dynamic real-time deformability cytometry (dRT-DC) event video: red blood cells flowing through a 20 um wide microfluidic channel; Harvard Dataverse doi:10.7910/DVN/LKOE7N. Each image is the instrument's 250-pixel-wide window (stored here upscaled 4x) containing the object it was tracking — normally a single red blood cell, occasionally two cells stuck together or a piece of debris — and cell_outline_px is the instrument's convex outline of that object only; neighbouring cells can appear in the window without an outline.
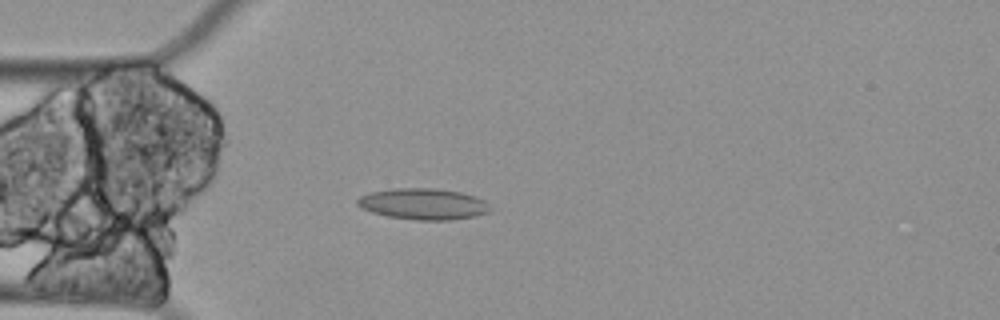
{"species": "Egyptian fruit bat (a non-hibernating species)", "species_latin": "Rousettus aegyptiacus", "temperature_condition": "cold", "stored_images_in_passage": 59, "camera_frame_rate_fps": 3000, "um_per_image_px": 0.085, "animal": {"sex": "female"}, "frame": {"image": 1, "passage_image": 16, "time_ms": 5.0, "image_size_px": [1000, 320], "cell_outline_px": [[492, 208], [488, 212], [472, 216], [452, 220], [416, 220], [388, 216], [372, 212], [356, 204], [356, 200], [360, 196], [372, 192], [392, 188], [436, 188], [460, 192], [476, 196], [484, 200]], "centroid_in_image_um": [35.99, 17.33], "position_along_channel_um": 49.0, "area_um2": 24.04}}
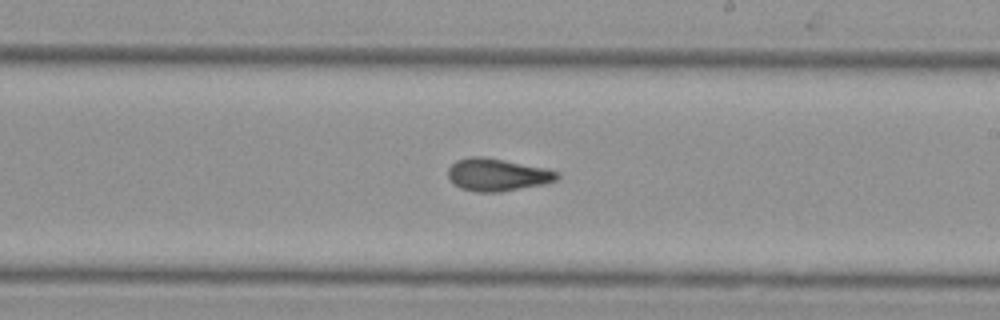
{"frame": {"image": 2, "passage_image": 34, "time_ms": 11.0, "image_size_px": [1000, 320], "cell_outline_px": [[560, 176], [556, 180], [544, 184], [500, 192], [476, 192], [460, 188], [448, 176], [448, 168], [456, 160], [468, 156], [484, 156], [548, 168], [560, 172]], "centroid_in_image_um": [42.3, 14.84], "position_along_channel_um": 246.7, "area_um2": 20.87}}
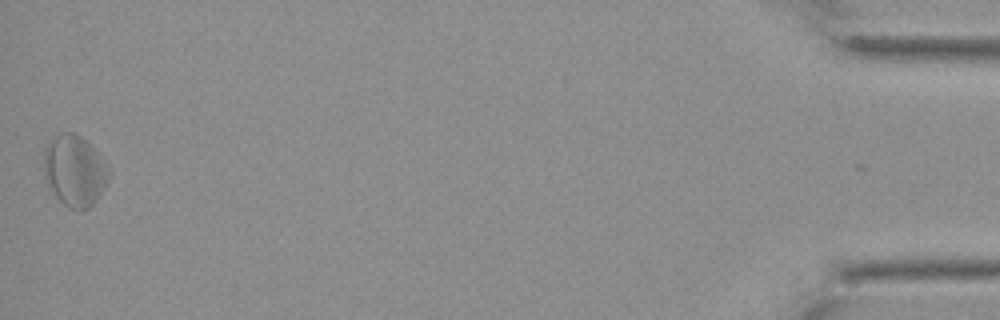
{"frame": {"image": 3, "passage_image": 59, "time_ms": 19.333, "image_size_px": [1000, 320], "cell_outline_px": [[112, 172], [104, 188], [96, 200], [88, 208], [80, 212], [68, 208], [48, 188], [44, 176], [44, 148], [48, 140], [64, 132], [72, 132], [80, 136], [92, 144]], "centroid_in_image_um": [6.34, 14.51], "position_along_channel_um": 428.9, "area_um2": 27.4}, "authors_computed_cell_mechanics": {"area_um2": 22.4842, "velocity_mm_per_s": 3.3015, "shape_relaxation_time_tau1_ms": null, "shape_relaxation_time_tau2_ms": 7.9873, "deformation_change_tau1": null, "deformation_change_tau2": 0.0853}}